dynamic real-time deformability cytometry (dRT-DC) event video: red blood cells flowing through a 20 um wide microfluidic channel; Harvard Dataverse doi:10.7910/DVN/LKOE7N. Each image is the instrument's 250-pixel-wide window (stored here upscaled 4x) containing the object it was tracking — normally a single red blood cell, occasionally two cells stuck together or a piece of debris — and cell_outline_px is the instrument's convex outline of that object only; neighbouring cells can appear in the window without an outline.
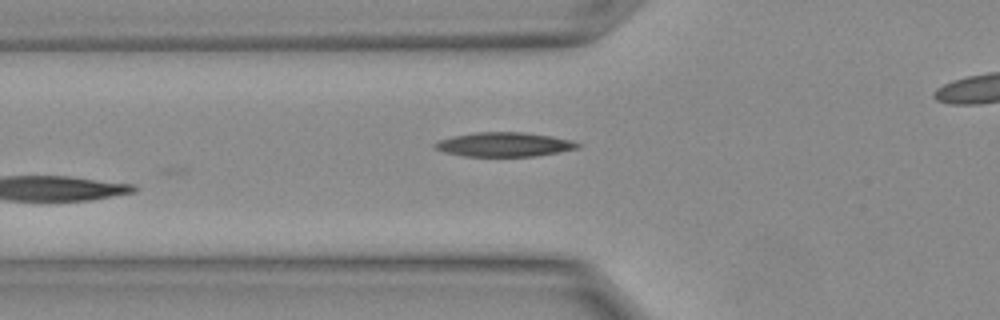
{"species": "Egyptian fruit bat (a non-hibernating species)", "species_latin": "Rousettus aegyptiacus", "temperature_condition": "warm", "stored_images_in_passage": 6, "camera_frame_rate_fps": 3000, "um_per_image_px": 0.085, "animal": {"sex": "female"}, "frame": {"image": 1, "passage_image": 6, "time_ms": 1.667, "image_size_px": [1000, 320], "cell_outline_px": [[584, 144], [580, 148], [560, 152], [536, 156], [464, 156], [444, 152], [432, 148], [432, 144], [440, 140], [452, 136], [476, 132], [524, 132], [572, 140]], "centroid_in_image_um": [42.87, 12.28], "position_along_channel_um": 82.9, "area_um2": 20.35}}